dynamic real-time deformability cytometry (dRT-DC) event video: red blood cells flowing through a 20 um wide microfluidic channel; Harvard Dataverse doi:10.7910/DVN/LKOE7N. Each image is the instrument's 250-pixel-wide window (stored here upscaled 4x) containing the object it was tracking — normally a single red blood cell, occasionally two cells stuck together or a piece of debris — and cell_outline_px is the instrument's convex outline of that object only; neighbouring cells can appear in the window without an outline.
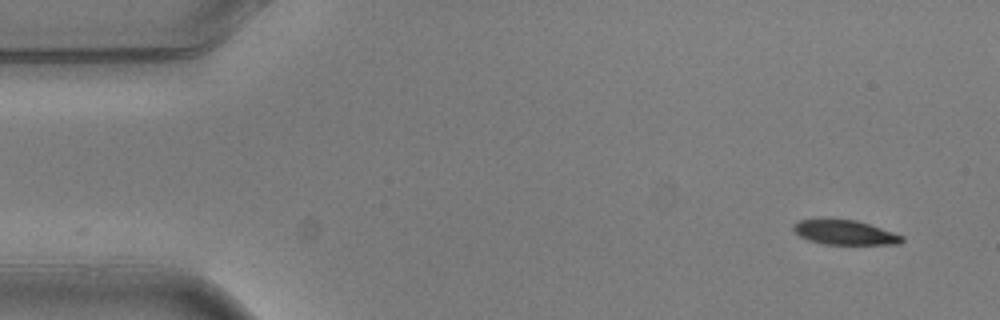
{"species": "common noctule bat (a hibernating species)", "species_latin": "Nyctalus noctula", "temperature_condition": "warm", "stored_images_in_passage": 5, "camera_frame_rate_fps": 3000, "um_per_image_px": 0.085, "animal": {"sex": "male", "body_mass_g": 20.5, "forearm_length_mm": 52.5}, "frame": {"image": 1, "passage_image": 1, "time_ms": 0.0, "image_size_px": [1000, 320], "cell_outline_px": [[904, 240], [900, 244], [824, 244], [808, 240], [800, 236], [792, 228], [792, 224], [800, 220], [820, 216], [856, 220], [904, 236]], "centroid_in_image_um": [71.73, 19.71], "position_along_channel_um": 13.3, "area_um2": 16.01}}
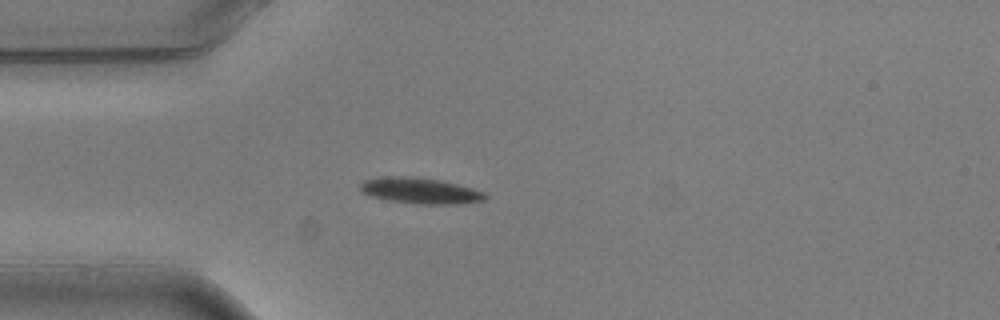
{"frame": {"image": 2, "passage_image": 4, "time_ms": 1.0, "image_size_px": [1000, 320], "cell_outline_px": [[488, 196], [484, 200], [464, 204], [416, 204], [388, 200], [372, 196], [360, 192], [360, 184], [364, 180], [380, 176], [404, 176], [440, 180], [472, 188], [484, 192]], "centroid_in_image_um": [35.71, 16.21], "position_along_channel_um": 49.3, "area_um2": 18.96}}